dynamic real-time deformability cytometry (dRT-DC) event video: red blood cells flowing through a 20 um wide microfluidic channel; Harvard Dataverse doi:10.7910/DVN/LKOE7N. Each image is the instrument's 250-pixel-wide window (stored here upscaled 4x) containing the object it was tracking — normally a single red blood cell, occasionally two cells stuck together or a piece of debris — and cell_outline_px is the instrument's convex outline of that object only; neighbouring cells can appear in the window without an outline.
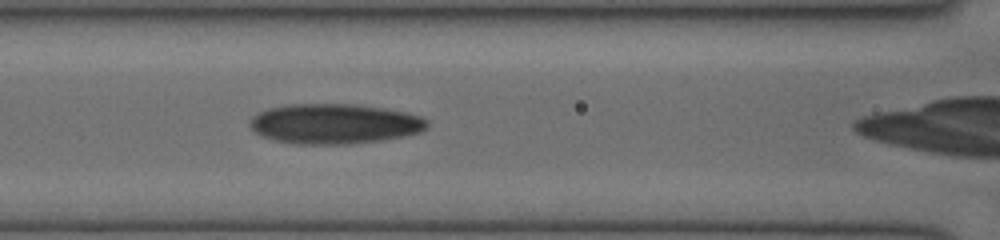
{"species": "human", "species_latin": "Homo sapiens", "temperature_condition": "cold", "stored_images_in_passage": 22, "camera_frame_rate_fps": 3000, "um_per_image_px": 0.085, "donor": {"sex": "female"}, "frame": {"image": 1, "passage_image": 4, "time_ms": 1.0, "image_size_px": [1000, 240], "cell_outline_px": [[428, 128], [420, 132], [404, 136], [380, 140], [348, 144], [292, 144], [272, 140], [260, 136], [248, 124], [248, 120], [256, 112], [268, 108], [288, 104], [360, 104], [408, 112], [420, 116], [428, 120]], "centroid_in_image_um": [28.4, 10.52], "position_along_channel_um": 138.2, "area_um2": 41.96}}
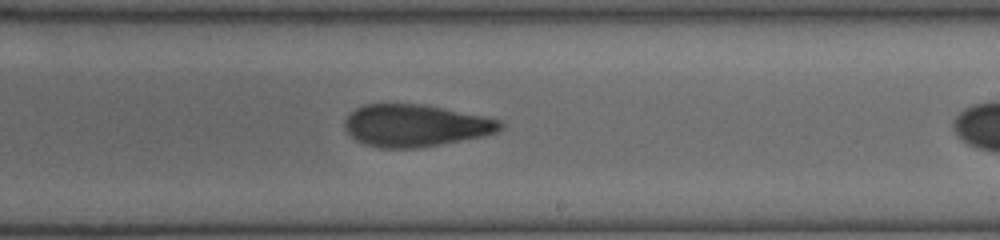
{"frame": {"image": 2, "passage_image": 12, "time_ms": 3.667, "image_size_px": [1000, 240], "cell_outline_px": [[504, 128], [496, 132], [484, 136], [440, 144], [416, 148], [380, 148], [364, 144], [356, 140], [344, 128], [344, 120], [356, 108], [364, 104], [424, 104], [504, 120]], "centroid_in_image_um": [35.34, 10.67], "position_along_channel_um": 253.7, "area_um2": 38.32}}
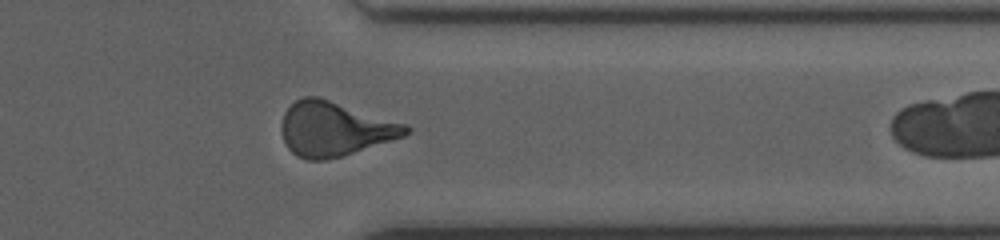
{"frame": {"image": 3, "passage_image": 21, "time_ms": 6.667, "image_size_px": [1000, 240], "cell_outline_px": [[412, 128], [404, 136], [344, 156], [324, 160], [308, 160], [296, 156], [288, 148], [284, 140], [280, 128], [280, 124], [284, 112], [296, 100], [304, 96], [316, 96], [408, 124]], "centroid_in_image_um": [28.43, 10.97], "position_along_channel_um": 383.0, "area_um2": 39.42}}